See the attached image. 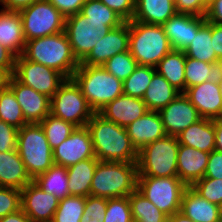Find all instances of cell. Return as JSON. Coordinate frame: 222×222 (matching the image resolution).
Masks as SVG:
<instances>
[{"mask_svg":"<svg viewBox=\"0 0 222 222\" xmlns=\"http://www.w3.org/2000/svg\"><path fill=\"white\" fill-rule=\"evenodd\" d=\"M32 181L17 149L0 152V186L22 190Z\"/></svg>","mask_w":222,"mask_h":222,"instance_id":"cell-23","label":"cell"},{"mask_svg":"<svg viewBox=\"0 0 222 222\" xmlns=\"http://www.w3.org/2000/svg\"><path fill=\"white\" fill-rule=\"evenodd\" d=\"M184 94L202 118H222V95L218 84L206 81L187 88Z\"/></svg>","mask_w":222,"mask_h":222,"instance_id":"cell-19","label":"cell"},{"mask_svg":"<svg viewBox=\"0 0 222 222\" xmlns=\"http://www.w3.org/2000/svg\"><path fill=\"white\" fill-rule=\"evenodd\" d=\"M137 66V61L128 50L114 55L102 67L117 79L124 81L134 72Z\"/></svg>","mask_w":222,"mask_h":222,"instance_id":"cell-39","label":"cell"},{"mask_svg":"<svg viewBox=\"0 0 222 222\" xmlns=\"http://www.w3.org/2000/svg\"><path fill=\"white\" fill-rule=\"evenodd\" d=\"M72 79L79 86L95 113L123 94V81L117 79L102 66L79 64Z\"/></svg>","mask_w":222,"mask_h":222,"instance_id":"cell-4","label":"cell"},{"mask_svg":"<svg viewBox=\"0 0 222 222\" xmlns=\"http://www.w3.org/2000/svg\"><path fill=\"white\" fill-rule=\"evenodd\" d=\"M84 196L70 195L59 200L52 222H80L85 210Z\"/></svg>","mask_w":222,"mask_h":222,"instance_id":"cell-37","label":"cell"},{"mask_svg":"<svg viewBox=\"0 0 222 222\" xmlns=\"http://www.w3.org/2000/svg\"><path fill=\"white\" fill-rule=\"evenodd\" d=\"M0 222H32L22 209L0 218Z\"/></svg>","mask_w":222,"mask_h":222,"instance_id":"cell-55","label":"cell"},{"mask_svg":"<svg viewBox=\"0 0 222 222\" xmlns=\"http://www.w3.org/2000/svg\"><path fill=\"white\" fill-rule=\"evenodd\" d=\"M167 135L177 136L190 125L202 119L188 97L181 93L159 111Z\"/></svg>","mask_w":222,"mask_h":222,"instance_id":"cell-16","label":"cell"},{"mask_svg":"<svg viewBox=\"0 0 222 222\" xmlns=\"http://www.w3.org/2000/svg\"><path fill=\"white\" fill-rule=\"evenodd\" d=\"M16 56L0 43V68L5 69L11 76L15 69Z\"/></svg>","mask_w":222,"mask_h":222,"instance_id":"cell-51","label":"cell"},{"mask_svg":"<svg viewBox=\"0 0 222 222\" xmlns=\"http://www.w3.org/2000/svg\"><path fill=\"white\" fill-rule=\"evenodd\" d=\"M219 215L222 218V201L218 204Z\"/></svg>","mask_w":222,"mask_h":222,"instance_id":"cell-59","label":"cell"},{"mask_svg":"<svg viewBox=\"0 0 222 222\" xmlns=\"http://www.w3.org/2000/svg\"><path fill=\"white\" fill-rule=\"evenodd\" d=\"M137 162L97 161L90 195L106 199L129 196L137 189Z\"/></svg>","mask_w":222,"mask_h":222,"instance_id":"cell-3","label":"cell"},{"mask_svg":"<svg viewBox=\"0 0 222 222\" xmlns=\"http://www.w3.org/2000/svg\"><path fill=\"white\" fill-rule=\"evenodd\" d=\"M97 158H89L67 167L70 195H90L91 182L97 167Z\"/></svg>","mask_w":222,"mask_h":222,"instance_id":"cell-28","label":"cell"},{"mask_svg":"<svg viewBox=\"0 0 222 222\" xmlns=\"http://www.w3.org/2000/svg\"><path fill=\"white\" fill-rule=\"evenodd\" d=\"M177 13L173 0H135L133 21L163 25Z\"/></svg>","mask_w":222,"mask_h":222,"instance_id":"cell-27","label":"cell"},{"mask_svg":"<svg viewBox=\"0 0 222 222\" xmlns=\"http://www.w3.org/2000/svg\"><path fill=\"white\" fill-rule=\"evenodd\" d=\"M185 61L186 54L181 50H172L156 67L162 75L176 90L185 92Z\"/></svg>","mask_w":222,"mask_h":222,"instance_id":"cell-30","label":"cell"},{"mask_svg":"<svg viewBox=\"0 0 222 222\" xmlns=\"http://www.w3.org/2000/svg\"><path fill=\"white\" fill-rule=\"evenodd\" d=\"M128 50L129 21H124L120 26L112 28L103 39L99 40L80 64L103 66L114 55Z\"/></svg>","mask_w":222,"mask_h":222,"instance_id":"cell-15","label":"cell"},{"mask_svg":"<svg viewBox=\"0 0 222 222\" xmlns=\"http://www.w3.org/2000/svg\"><path fill=\"white\" fill-rule=\"evenodd\" d=\"M191 188L211 203L218 205L222 201V179L203 177Z\"/></svg>","mask_w":222,"mask_h":222,"instance_id":"cell-42","label":"cell"},{"mask_svg":"<svg viewBox=\"0 0 222 222\" xmlns=\"http://www.w3.org/2000/svg\"><path fill=\"white\" fill-rule=\"evenodd\" d=\"M25 41L64 31L65 17L49 1L39 0L18 11Z\"/></svg>","mask_w":222,"mask_h":222,"instance_id":"cell-8","label":"cell"},{"mask_svg":"<svg viewBox=\"0 0 222 222\" xmlns=\"http://www.w3.org/2000/svg\"><path fill=\"white\" fill-rule=\"evenodd\" d=\"M175 6L177 13L205 16L208 3L205 0H177Z\"/></svg>","mask_w":222,"mask_h":222,"instance_id":"cell-47","label":"cell"},{"mask_svg":"<svg viewBox=\"0 0 222 222\" xmlns=\"http://www.w3.org/2000/svg\"><path fill=\"white\" fill-rule=\"evenodd\" d=\"M215 150L222 152V118L215 119Z\"/></svg>","mask_w":222,"mask_h":222,"instance_id":"cell-56","label":"cell"},{"mask_svg":"<svg viewBox=\"0 0 222 222\" xmlns=\"http://www.w3.org/2000/svg\"><path fill=\"white\" fill-rule=\"evenodd\" d=\"M115 27L118 26H106V21L90 20L79 12L65 18L64 32L76 59L81 62L97 42Z\"/></svg>","mask_w":222,"mask_h":222,"instance_id":"cell-11","label":"cell"},{"mask_svg":"<svg viewBox=\"0 0 222 222\" xmlns=\"http://www.w3.org/2000/svg\"><path fill=\"white\" fill-rule=\"evenodd\" d=\"M11 75L3 68H0V91L8 86Z\"/></svg>","mask_w":222,"mask_h":222,"instance_id":"cell-58","label":"cell"},{"mask_svg":"<svg viewBox=\"0 0 222 222\" xmlns=\"http://www.w3.org/2000/svg\"><path fill=\"white\" fill-rule=\"evenodd\" d=\"M167 222H194L182 212L178 211L174 213L172 216H169Z\"/></svg>","mask_w":222,"mask_h":222,"instance_id":"cell-57","label":"cell"},{"mask_svg":"<svg viewBox=\"0 0 222 222\" xmlns=\"http://www.w3.org/2000/svg\"><path fill=\"white\" fill-rule=\"evenodd\" d=\"M212 44L218 59H222V25L211 23Z\"/></svg>","mask_w":222,"mask_h":222,"instance_id":"cell-52","label":"cell"},{"mask_svg":"<svg viewBox=\"0 0 222 222\" xmlns=\"http://www.w3.org/2000/svg\"><path fill=\"white\" fill-rule=\"evenodd\" d=\"M8 86L13 90L27 124L40 123L48 116L51 98L23 85L13 76Z\"/></svg>","mask_w":222,"mask_h":222,"instance_id":"cell-17","label":"cell"},{"mask_svg":"<svg viewBox=\"0 0 222 222\" xmlns=\"http://www.w3.org/2000/svg\"><path fill=\"white\" fill-rule=\"evenodd\" d=\"M205 23V16L176 13L162 26L173 50L184 51Z\"/></svg>","mask_w":222,"mask_h":222,"instance_id":"cell-18","label":"cell"},{"mask_svg":"<svg viewBox=\"0 0 222 222\" xmlns=\"http://www.w3.org/2000/svg\"><path fill=\"white\" fill-rule=\"evenodd\" d=\"M67 18L81 11L85 0H47Z\"/></svg>","mask_w":222,"mask_h":222,"instance_id":"cell-49","label":"cell"},{"mask_svg":"<svg viewBox=\"0 0 222 222\" xmlns=\"http://www.w3.org/2000/svg\"><path fill=\"white\" fill-rule=\"evenodd\" d=\"M205 19L208 22L222 25V0H211L208 3Z\"/></svg>","mask_w":222,"mask_h":222,"instance_id":"cell-50","label":"cell"},{"mask_svg":"<svg viewBox=\"0 0 222 222\" xmlns=\"http://www.w3.org/2000/svg\"><path fill=\"white\" fill-rule=\"evenodd\" d=\"M90 20L106 21V26H120L124 20L100 0H85L81 11Z\"/></svg>","mask_w":222,"mask_h":222,"instance_id":"cell-38","label":"cell"},{"mask_svg":"<svg viewBox=\"0 0 222 222\" xmlns=\"http://www.w3.org/2000/svg\"><path fill=\"white\" fill-rule=\"evenodd\" d=\"M0 120L17 129L27 124L20 104L9 86L0 91Z\"/></svg>","mask_w":222,"mask_h":222,"instance_id":"cell-34","label":"cell"},{"mask_svg":"<svg viewBox=\"0 0 222 222\" xmlns=\"http://www.w3.org/2000/svg\"><path fill=\"white\" fill-rule=\"evenodd\" d=\"M96 158L86 126L76 127L71 135L53 150L54 164L69 167L80 161Z\"/></svg>","mask_w":222,"mask_h":222,"instance_id":"cell-13","label":"cell"},{"mask_svg":"<svg viewBox=\"0 0 222 222\" xmlns=\"http://www.w3.org/2000/svg\"><path fill=\"white\" fill-rule=\"evenodd\" d=\"M21 209V190L0 186V218Z\"/></svg>","mask_w":222,"mask_h":222,"instance_id":"cell-44","label":"cell"},{"mask_svg":"<svg viewBox=\"0 0 222 222\" xmlns=\"http://www.w3.org/2000/svg\"><path fill=\"white\" fill-rule=\"evenodd\" d=\"M21 55L27 60L58 71L67 79L72 78L80 64L64 31L26 41Z\"/></svg>","mask_w":222,"mask_h":222,"instance_id":"cell-2","label":"cell"},{"mask_svg":"<svg viewBox=\"0 0 222 222\" xmlns=\"http://www.w3.org/2000/svg\"><path fill=\"white\" fill-rule=\"evenodd\" d=\"M132 144L139 151L144 146L167 135L159 111H148L126 127Z\"/></svg>","mask_w":222,"mask_h":222,"instance_id":"cell-22","label":"cell"},{"mask_svg":"<svg viewBox=\"0 0 222 222\" xmlns=\"http://www.w3.org/2000/svg\"><path fill=\"white\" fill-rule=\"evenodd\" d=\"M172 50L162 25L129 21V51L138 65L156 67Z\"/></svg>","mask_w":222,"mask_h":222,"instance_id":"cell-5","label":"cell"},{"mask_svg":"<svg viewBox=\"0 0 222 222\" xmlns=\"http://www.w3.org/2000/svg\"><path fill=\"white\" fill-rule=\"evenodd\" d=\"M94 113L72 78L66 79L51 97L50 114L76 127L86 126Z\"/></svg>","mask_w":222,"mask_h":222,"instance_id":"cell-9","label":"cell"},{"mask_svg":"<svg viewBox=\"0 0 222 222\" xmlns=\"http://www.w3.org/2000/svg\"><path fill=\"white\" fill-rule=\"evenodd\" d=\"M180 212L194 222H219L221 218L218 205L202 198L191 187L183 192Z\"/></svg>","mask_w":222,"mask_h":222,"instance_id":"cell-25","label":"cell"},{"mask_svg":"<svg viewBox=\"0 0 222 222\" xmlns=\"http://www.w3.org/2000/svg\"><path fill=\"white\" fill-rule=\"evenodd\" d=\"M39 0H0L4 5L5 10L20 11Z\"/></svg>","mask_w":222,"mask_h":222,"instance_id":"cell-53","label":"cell"},{"mask_svg":"<svg viewBox=\"0 0 222 222\" xmlns=\"http://www.w3.org/2000/svg\"><path fill=\"white\" fill-rule=\"evenodd\" d=\"M210 63L199 61L186 56L185 61V91L187 88L208 81Z\"/></svg>","mask_w":222,"mask_h":222,"instance_id":"cell-40","label":"cell"},{"mask_svg":"<svg viewBox=\"0 0 222 222\" xmlns=\"http://www.w3.org/2000/svg\"><path fill=\"white\" fill-rule=\"evenodd\" d=\"M12 76L23 85L31 87L49 98L57 92L67 79L58 71L40 63L27 60L22 55L16 57Z\"/></svg>","mask_w":222,"mask_h":222,"instance_id":"cell-12","label":"cell"},{"mask_svg":"<svg viewBox=\"0 0 222 222\" xmlns=\"http://www.w3.org/2000/svg\"><path fill=\"white\" fill-rule=\"evenodd\" d=\"M204 177L222 179V152H210Z\"/></svg>","mask_w":222,"mask_h":222,"instance_id":"cell-48","label":"cell"},{"mask_svg":"<svg viewBox=\"0 0 222 222\" xmlns=\"http://www.w3.org/2000/svg\"><path fill=\"white\" fill-rule=\"evenodd\" d=\"M180 92L162 75L155 72L142 98L148 111H160L173 101Z\"/></svg>","mask_w":222,"mask_h":222,"instance_id":"cell-29","label":"cell"},{"mask_svg":"<svg viewBox=\"0 0 222 222\" xmlns=\"http://www.w3.org/2000/svg\"><path fill=\"white\" fill-rule=\"evenodd\" d=\"M186 188L178 177L137 176V190L168 217L180 211Z\"/></svg>","mask_w":222,"mask_h":222,"instance_id":"cell-10","label":"cell"},{"mask_svg":"<svg viewBox=\"0 0 222 222\" xmlns=\"http://www.w3.org/2000/svg\"><path fill=\"white\" fill-rule=\"evenodd\" d=\"M124 21H131L135 13V0H100Z\"/></svg>","mask_w":222,"mask_h":222,"instance_id":"cell-46","label":"cell"},{"mask_svg":"<svg viewBox=\"0 0 222 222\" xmlns=\"http://www.w3.org/2000/svg\"><path fill=\"white\" fill-rule=\"evenodd\" d=\"M218 85H219V88H220V93L222 95V81Z\"/></svg>","mask_w":222,"mask_h":222,"instance_id":"cell-60","label":"cell"},{"mask_svg":"<svg viewBox=\"0 0 222 222\" xmlns=\"http://www.w3.org/2000/svg\"><path fill=\"white\" fill-rule=\"evenodd\" d=\"M106 210V198L88 195L85 199V210L80 222H104Z\"/></svg>","mask_w":222,"mask_h":222,"instance_id":"cell-43","label":"cell"},{"mask_svg":"<svg viewBox=\"0 0 222 222\" xmlns=\"http://www.w3.org/2000/svg\"><path fill=\"white\" fill-rule=\"evenodd\" d=\"M95 157L99 161L137 162L138 150L132 144L125 127L94 113L86 124Z\"/></svg>","mask_w":222,"mask_h":222,"instance_id":"cell-1","label":"cell"},{"mask_svg":"<svg viewBox=\"0 0 222 222\" xmlns=\"http://www.w3.org/2000/svg\"><path fill=\"white\" fill-rule=\"evenodd\" d=\"M208 81L215 84H219L222 81V59H218L216 62L210 63Z\"/></svg>","mask_w":222,"mask_h":222,"instance_id":"cell-54","label":"cell"},{"mask_svg":"<svg viewBox=\"0 0 222 222\" xmlns=\"http://www.w3.org/2000/svg\"><path fill=\"white\" fill-rule=\"evenodd\" d=\"M128 198L133 222H167L168 216L137 189Z\"/></svg>","mask_w":222,"mask_h":222,"instance_id":"cell-33","label":"cell"},{"mask_svg":"<svg viewBox=\"0 0 222 222\" xmlns=\"http://www.w3.org/2000/svg\"><path fill=\"white\" fill-rule=\"evenodd\" d=\"M156 71L155 67L138 65L123 81V94L142 99Z\"/></svg>","mask_w":222,"mask_h":222,"instance_id":"cell-35","label":"cell"},{"mask_svg":"<svg viewBox=\"0 0 222 222\" xmlns=\"http://www.w3.org/2000/svg\"><path fill=\"white\" fill-rule=\"evenodd\" d=\"M209 154L208 152L179 144L177 174L178 178L187 187H191L196 181L204 177Z\"/></svg>","mask_w":222,"mask_h":222,"instance_id":"cell-21","label":"cell"},{"mask_svg":"<svg viewBox=\"0 0 222 222\" xmlns=\"http://www.w3.org/2000/svg\"><path fill=\"white\" fill-rule=\"evenodd\" d=\"M52 150L61 144L76 129V126L52 114L40 122Z\"/></svg>","mask_w":222,"mask_h":222,"instance_id":"cell-36","label":"cell"},{"mask_svg":"<svg viewBox=\"0 0 222 222\" xmlns=\"http://www.w3.org/2000/svg\"><path fill=\"white\" fill-rule=\"evenodd\" d=\"M17 151L32 180L54 165L53 150L40 123L18 129Z\"/></svg>","mask_w":222,"mask_h":222,"instance_id":"cell-6","label":"cell"},{"mask_svg":"<svg viewBox=\"0 0 222 222\" xmlns=\"http://www.w3.org/2000/svg\"><path fill=\"white\" fill-rule=\"evenodd\" d=\"M184 53L190 58L206 63H213L218 60L212 44L211 22L206 21L197 31Z\"/></svg>","mask_w":222,"mask_h":222,"instance_id":"cell-32","label":"cell"},{"mask_svg":"<svg viewBox=\"0 0 222 222\" xmlns=\"http://www.w3.org/2000/svg\"><path fill=\"white\" fill-rule=\"evenodd\" d=\"M176 137L181 145L210 153L215 150V119L202 118Z\"/></svg>","mask_w":222,"mask_h":222,"instance_id":"cell-26","label":"cell"},{"mask_svg":"<svg viewBox=\"0 0 222 222\" xmlns=\"http://www.w3.org/2000/svg\"><path fill=\"white\" fill-rule=\"evenodd\" d=\"M0 43L16 57L23 53L26 41L18 11H0Z\"/></svg>","mask_w":222,"mask_h":222,"instance_id":"cell-24","label":"cell"},{"mask_svg":"<svg viewBox=\"0 0 222 222\" xmlns=\"http://www.w3.org/2000/svg\"><path fill=\"white\" fill-rule=\"evenodd\" d=\"M104 222H133L128 196L107 199Z\"/></svg>","mask_w":222,"mask_h":222,"instance_id":"cell-41","label":"cell"},{"mask_svg":"<svg viewBox=\"0 0 222 222\" xmlns=\"http://www.w3.org/2000/svg\"><path fill=\"white\" fill-rule=\"evenodd\" d=\"M176 136L166 135L138 151V176L178 177Z\"/></svg>","mask_w":222,"mask_h":222,"instance_id":"cell-7","label":"cell"},{"mask_svg":"<svg viewBox=\"0 0 222 222\" xmlns=\"http://www.w3.org/2000/svg\"><path fill=\"white\" fill-rule=\"evenodd\" d=\"M59 199L33 180L21 190V209L32 222H52Z\"/></svg>","mask_w":222,"mask_h":222,"instance_id":"cell-14","label":"cell"},{"mask_svg":"<svg viewBox=\"0 0 222 222\" xmlns=\"http://www.w3.org/2000/svg\"><path fill=\"white\" fill-rule=\"evenodd\" d=\"M147 112L146 104L141 98L122 94L107 103L98 113L105 119L126 128Z\"/></svg>","mask_w":222,"mask_h":222,"instance_id":"cell-20","label":"cell"},{"mask_svg":"<svg viewBox=\"0 0 222 222\" xmlns=\"http://www.w3.org/2000/svg\"><path fill=\"white\" fill-rule=\"evenodd\" d=\"M33 181L43 191L55 195L59 200L70 196L67 167L54 164L45 173L38 175Z\"/></svg>","mask_w":222,"mask_h":222,"instance_id":"cell-31","label":"cell"},{"mask_svg":"<svg viewBox=\"0 0 222 222\" xmlns=\"http://www.w3.org/2000/svg\"><path fill=\"white\" fill-rule=\"evenodd\" d=\"M18 129L0 120V152L17 149Z\"/></svg>","mask_w":222,"mask_h":222,"instance_id":"cell-45","label":"cell"}]
</instances>
